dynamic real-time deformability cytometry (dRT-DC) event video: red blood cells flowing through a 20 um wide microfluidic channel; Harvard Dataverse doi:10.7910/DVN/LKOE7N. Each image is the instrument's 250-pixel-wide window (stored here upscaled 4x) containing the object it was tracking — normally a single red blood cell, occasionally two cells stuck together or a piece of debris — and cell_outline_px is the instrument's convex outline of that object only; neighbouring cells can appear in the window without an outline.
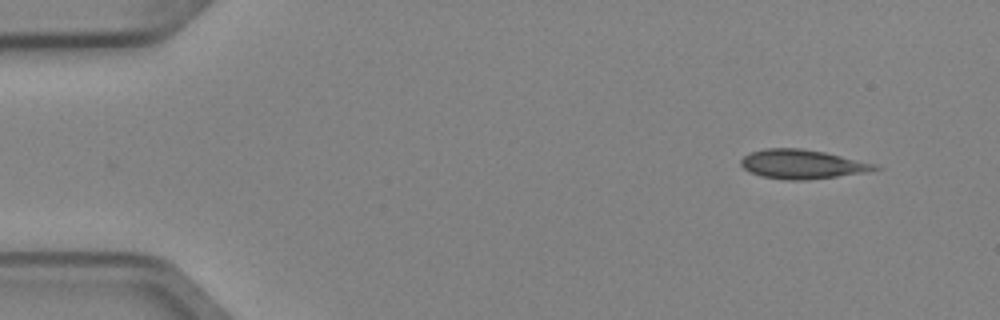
{"species": "Egyptian fruit bat (a non-hibernating species)", "species_latin": "Rousettus aegyptiacus", "temperature_condition": "cold", "stored_images_in_passage": 5, "camera_frame_rate_fps": 3000, "um_per_image_px": 0.085, "animal": {"sex": "female"}, "frame": {"image": 1, "passage_image": 1, "time_ms": 0.0, "image_size_px": [1000, 320], "cell_outline_px": [[884, 168], [872, 172], [804, 180], [788, 180], [760, 176], [748, 172], [740, 164], [740, 160], [744, 156], [752, 152], [764, 148], [800, 148], [824, 152], [876, 164]], "centroid_in_image_um": [68.21, 13.96], "position_along_channel_um": 16.8, "area_um2": 22.89}}
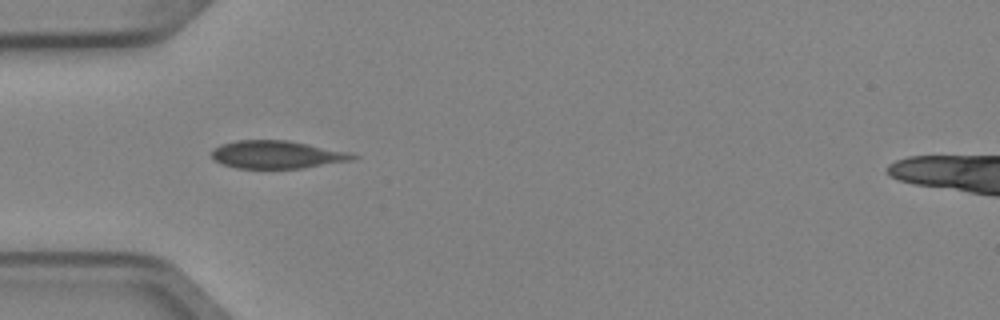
{"frame": {"image": 2, "passage_image": 4, "time_ms": 1.0, "image_size_px": [1000, 320], "cell_outline_px": [[360, 156], [352, 160], [304, 168], [236, 168], [220, 164], [212, 156], [212, 148], [220, 144], [236, 140], [288, 140], [348, 152]], "centroid_in_image_um": [23.5, 13.14], "position_along_channel_um": 61.5, "area_um2": 22.89}}
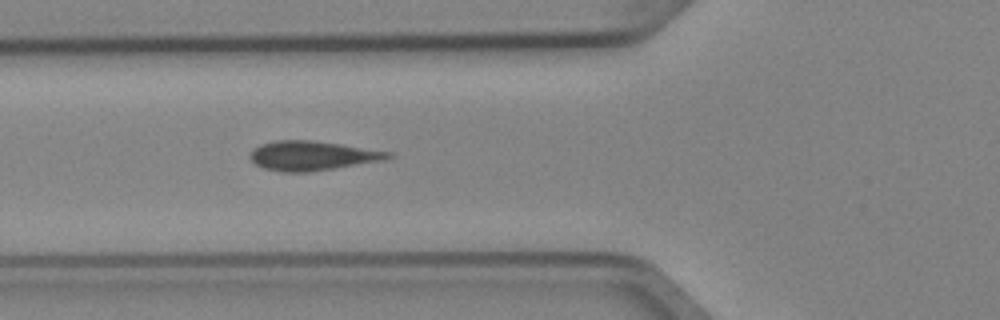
{"frame": {"image": 3, "passage_image": 5, "time_ms": 1.333, "image_size_px": [1000, 320], "cell_outline_px": [[392, 156], [384, 160], [308, 172], [280, 172], [264, 168], [256, 164], [248, 156], [260, 144], [276, 140], [312, 140], [340, 144], [392, 152]], "centroid_in_image_um": [26.52, 13.23], "position_along_channel_um": 99.3, "area_um2": 23.41}}